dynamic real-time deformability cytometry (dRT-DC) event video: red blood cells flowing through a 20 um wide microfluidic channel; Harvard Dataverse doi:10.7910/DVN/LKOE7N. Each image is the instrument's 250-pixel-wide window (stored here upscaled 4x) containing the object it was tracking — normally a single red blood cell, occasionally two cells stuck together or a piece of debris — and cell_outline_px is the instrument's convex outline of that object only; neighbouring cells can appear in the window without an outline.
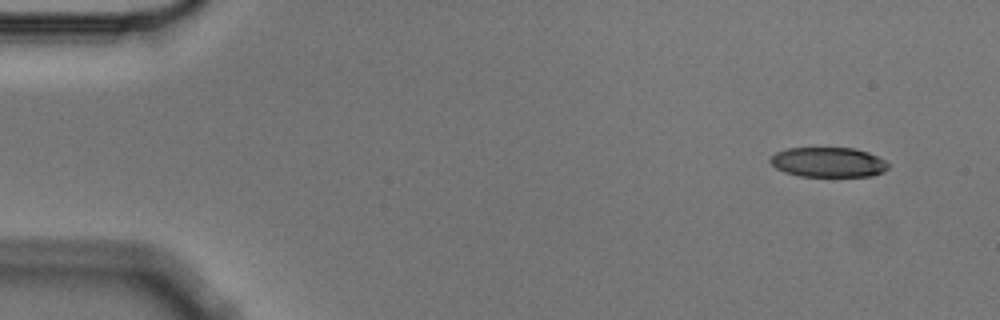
{"species": "Egyptian fruit bat (a non-hibernating species)", "species_latin": "Rousettus aegyptiacus", "temperature_condition": "cold", "stored_images_in_passage": 5, "camera_frame_rate_fps": 3000, "um_per_image_px": 0.085, "animal": {"sex": "male"}, "frame": {"image": 1, "passage_image": 1, "time_ms": 0.0, "image_size_px": [1000, 320], "cell_outline_px": [[888, 168], [884, 172], [872, 176], [800, 176], [784, 172], [776, 168], [768, 160], [776, 152], [788, 148], [856, 148], [868, 152], [884, 160], [888, 164]], "centroid_in_image_um": [70.4, 13.79], "position_along_channel_um": 14.6, "area_um2": 20.52}}
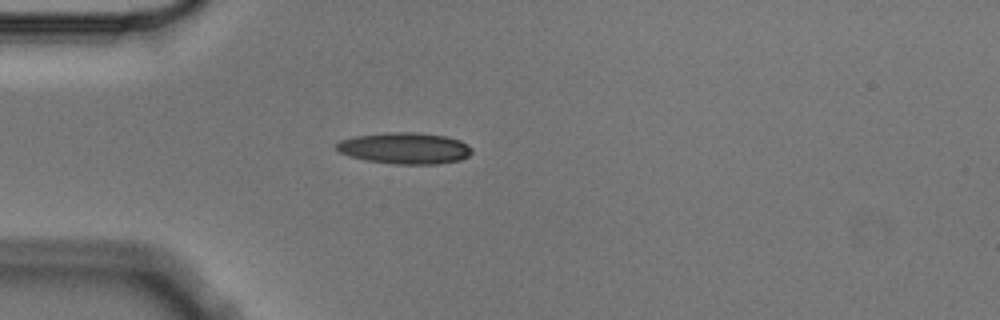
{"frame": {"image": 2, "passage_image": 4, "time_ms": 1.0, "image_size_px": [1000, 320], "cell_outline_px": [[472, 152], [468, 156], [460, 160], [440, 164], [396, 164], [368, 160], [348, 156], [340, 152], [336, 148], [336, 144], [340, 140], [356, 136], [392, 132], [412, 132], [444, 136], [460, 140], [468, 144], [472, 148]], "centroid_in_image_um": [34.43, 12.6], "position_along_channel_um": 50.6, "area_um2": 24.62}}